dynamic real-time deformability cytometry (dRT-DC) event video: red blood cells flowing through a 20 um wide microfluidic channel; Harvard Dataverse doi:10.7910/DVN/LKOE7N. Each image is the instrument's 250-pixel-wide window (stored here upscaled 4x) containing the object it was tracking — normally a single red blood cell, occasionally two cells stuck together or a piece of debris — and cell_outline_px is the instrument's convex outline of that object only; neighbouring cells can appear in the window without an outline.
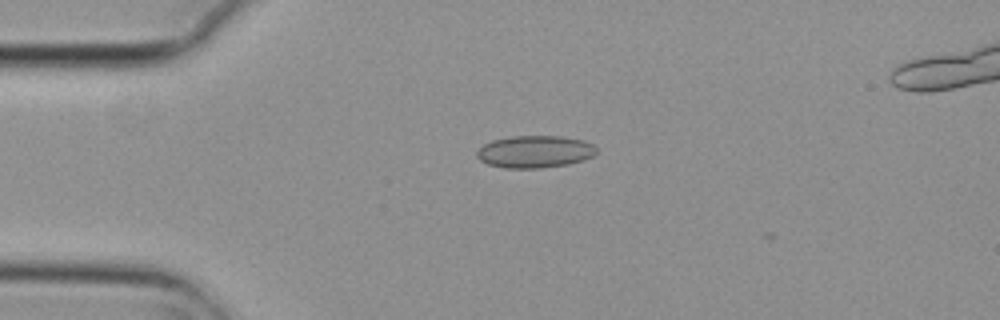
{"species": "common noctule bat (a hibernating species)", "species_latin": "Nyctalus noctula", "temperature_condition": "cold", "stored_images_in_passage": 6, "camera_frame_rate_fps": 3000, "um_per_image_px": 0.085, "animal": {"sex": "female", "body_mass_g": 29.2, "forearm_length_mm": 56.3}, "frame": {"image": 1, "passage_image": 4, "time_ms": 1.0, "image_size_px": [1000, 320], "cell_outline_px": [[596, 152], [592, 156], [584, 160], [568, 164], [540, 168], [504, 168], [488, 164], [480, 160], [476, 156], [476, 152], [484, 144], [492, 140], [512, 136], [560, 136], [584, 140], [592, 144], [596, 148]], "centroid_in_image_um": [45.45, 12.89], "position_along_channel_um": 39.5, "area_um2": 22.48}}
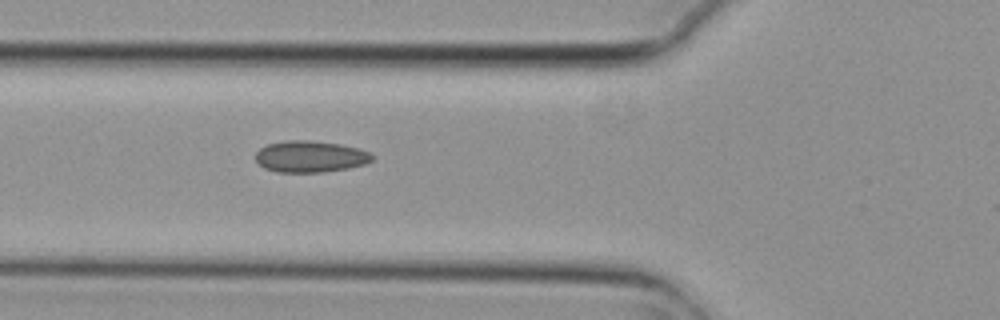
{"frame": {"image": 2, "passage_image": 6, "time_ms": 1.667, "image_size_px": [1000, 320], "cell_outline_px": [[372, 160], [364, 164], [348, 168], [324, 172], [276, 172], [264, 168], [256, 160], [256, 152], [260, 148], [268, 144], [288, 140], [308, 140], [340, 144], [356, 148], [368, 152], [372, 156]], "centroid_in_image_um": [26.34, 13.31], "position_along_channel_um": 99.5, "area_um2": 21.21}}